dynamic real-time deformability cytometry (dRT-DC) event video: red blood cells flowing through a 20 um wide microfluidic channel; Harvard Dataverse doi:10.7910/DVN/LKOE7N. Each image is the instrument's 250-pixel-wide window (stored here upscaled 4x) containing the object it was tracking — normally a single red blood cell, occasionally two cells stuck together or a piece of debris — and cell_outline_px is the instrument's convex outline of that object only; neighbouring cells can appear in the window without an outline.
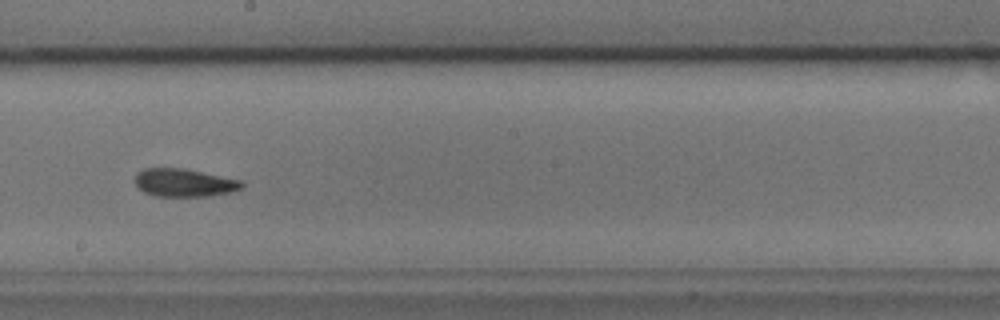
{"species": "common noctule bat (a hibernating species)", "species_latin": "Nyctalus noctula", "temperature_condition": "cold", "stored_images_in_passage": 42, "camera_frame_rate_fps": 3000, "um_per_image_px": 0.085, "animal": {"sex": "male", "body_mass_g": 17.9, "forearm_length_mm": 54.2}, "frame": {"image": 1, "passage_image": 19, "time_ms": 6.0, "image_size_px": [1000, 320], "cell_outline_px": [[244, 188], [232, 192], [208, 196], [156, 196], [144, 192], [136, 188], [136, 172], [144, 168], [184, 168], [240, 180], [244, 184]], "centroid_in_image_um": [15.65, 15.53], "position_along_channel_um": 232.6, "area_um2": 17.51}, "authors_computed_cell_mechanics": {"area_um2": 17.4556, "velocity_mm_per_s": 3.7576, "shape_relaxation_time_tau1_ms": 4.2677, "shape_relaxation_time_tau2_ms": 2.7117, "deformation_change_tau1": 0.1297, "deformation_change_tau2": 0.0701}}